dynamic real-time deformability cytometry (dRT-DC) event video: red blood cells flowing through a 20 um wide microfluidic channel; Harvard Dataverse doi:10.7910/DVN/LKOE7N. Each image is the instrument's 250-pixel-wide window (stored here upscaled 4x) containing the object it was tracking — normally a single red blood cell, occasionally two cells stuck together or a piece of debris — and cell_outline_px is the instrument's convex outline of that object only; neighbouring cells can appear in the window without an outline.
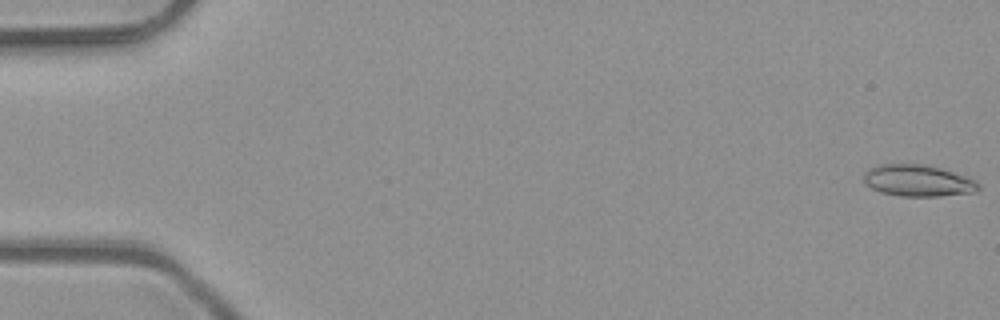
{"species": "common noctule bat (a hibernating species)", "species_latin": "Nyctalus noctula", "temperature_condition": "room temperature", "stored_images_in_passage": 13, "camera_frame_rate_fps": 3000, "um_per_image_px": 0.085, "animal": {"sex": "male", "body_mass_g": 23.1, "forearm_length_mm": 52.7}, "frame": {"image": 1, "passage_image": 1, "time_ms": 0.0, "image_size_px": [1000, 320], "cell_outline_px": [[980, 188], [976, 192], [940, 196], [900, 196], [880, 192], [864, 184], [864, 172], [876, 164], [920, 164], [940, 168], [976, 180], [980, 184]], "centroid_in_image_um": [78.01, 15.36], "position_along_channel_um": 7.0, "area_um2": 21.15}}